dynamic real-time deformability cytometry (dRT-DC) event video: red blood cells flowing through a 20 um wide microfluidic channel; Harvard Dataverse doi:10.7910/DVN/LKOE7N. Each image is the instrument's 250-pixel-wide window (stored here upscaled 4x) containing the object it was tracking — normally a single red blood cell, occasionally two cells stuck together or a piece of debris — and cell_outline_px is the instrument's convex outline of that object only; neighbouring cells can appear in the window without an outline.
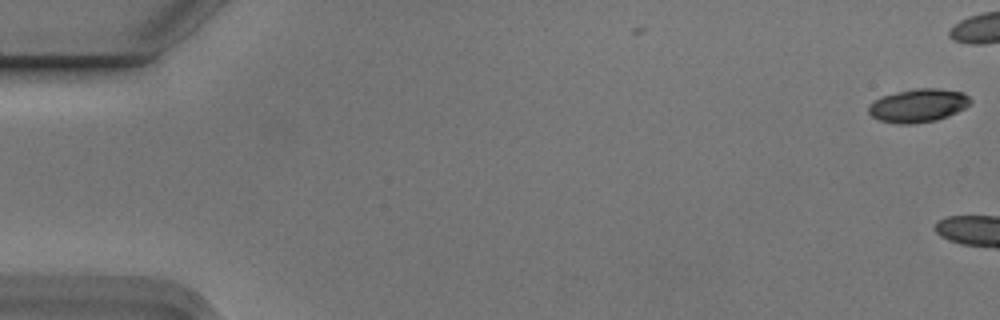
{"species": "Egyptian fruit bat (a non-hibernating species)", "species_latin": "Rousettus aegyptiacus", "temperature_condition": "cold", "stored_images_in_passage": 8, "camera_frame_rate_fps": 3000, "um_per_image_px": 0.085, "animal": {"sex": "male"}, "frame": {"image": 1, "passage_image": 1, "time_ms": 0.0, "image_size_px": [1000, 320], "cell_outline_px": [[972, 100], [964, 108], [948, 116], [936, 120], [912, 124], [900, 124], [880, 120], [872, 116], [868, 112], [868, 104], [880, 96], [896, 92], [916, 88], [940, 88], [964, 92]], "centroid_in_image_um": [78.03, 8.95], "position_along_channel_um": 7.0, "area_um2": 19.88}}
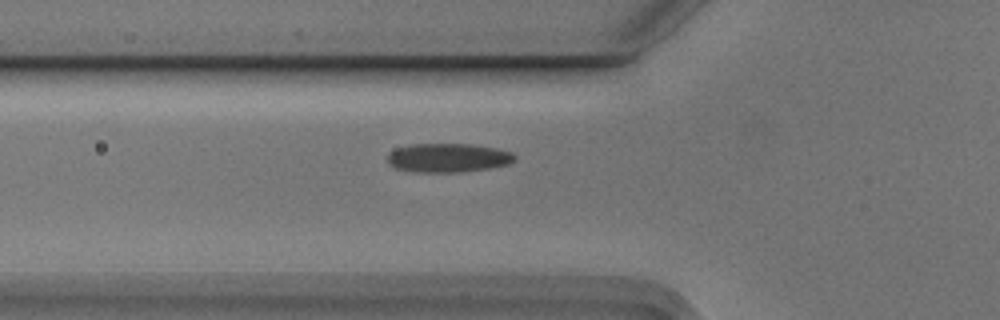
{"frame": {"image": 2, "passage_image": 8, "time_ms": 2.333, "image_size_px": [1000, 320], "cell_outline_px": [[516, 160], [508, 164], [488, 168], [456, 172], [412, 172], [396, 168], [388, 164], [388, 152], [396, 148], [412, 144], [472, 144], [496, 148], [512, 152], [516, 156]], "centroid_in_image_um": [38.07, 13.41], "position_along_channel_um": 87.7, "area_um2": 21.5}}